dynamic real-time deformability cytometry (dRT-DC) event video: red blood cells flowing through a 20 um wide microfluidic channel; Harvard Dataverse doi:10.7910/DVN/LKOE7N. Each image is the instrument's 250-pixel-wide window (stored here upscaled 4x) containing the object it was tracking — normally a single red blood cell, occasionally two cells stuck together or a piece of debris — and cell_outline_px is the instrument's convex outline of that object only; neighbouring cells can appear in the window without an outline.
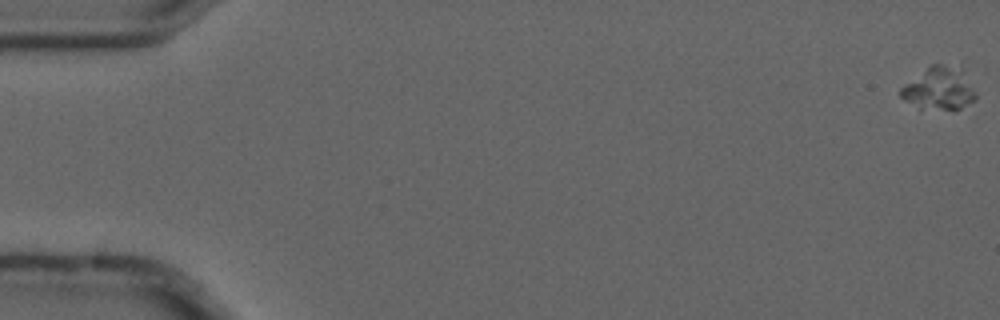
{"species": "common noctule bat (a hibernating species)", "species_latin": "Nyctalus noctula", "temperature_condition": "cold", "stored_images_in_passage": 5, "camera_frame_rate_fps": 3000, "um_per_image_px": 0.085, "animal": {"sex": "male", "forearm_length_mm": 52.5}, "frame": {"image": 1, "passage_image": 1, "time_ms": 0.0, "image_size_px": [1000, 320], "cell_outline_px": [[976, 100], [960, 108], [920, 108], [904, 100], [900, 96], [900, 88], [904, 84], [932, 64], [940, 64], [960, 72], [976, 92]], "centroid_in_image_um": [79.76, 7.56], "position_along_channel_um": 5.2, "area_um2": 17.63}}